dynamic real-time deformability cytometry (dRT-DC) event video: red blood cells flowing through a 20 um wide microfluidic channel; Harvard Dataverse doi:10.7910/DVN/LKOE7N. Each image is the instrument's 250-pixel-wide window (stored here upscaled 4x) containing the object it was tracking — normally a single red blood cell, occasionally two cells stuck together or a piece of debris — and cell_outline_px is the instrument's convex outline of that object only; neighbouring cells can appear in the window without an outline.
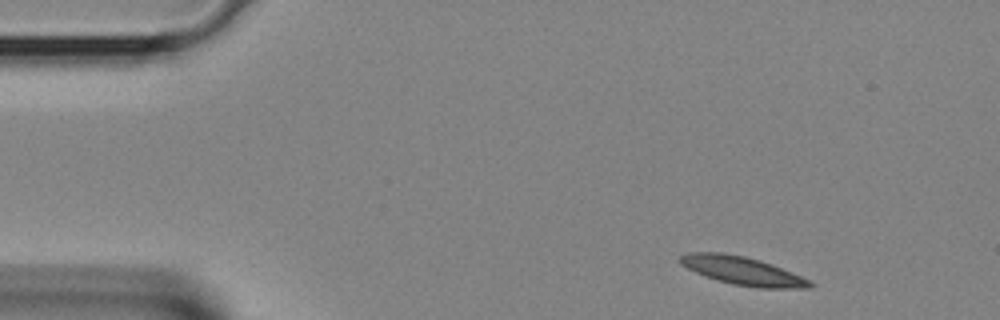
{"species": "Egyptian fruit bat (a non-hibernating species)", "species_latin": "Rousettus aegyptiacus", "temperature_condition": "room temperature", "stored_images_in_passage": 34, "camera_frame_rate_fps": 3000, "um_per_image_px": 0.085, "animal": {"sex": "female"}, "frame": {"image": 1, "passage_image": 1, "time_ms": 0.0, "image_size_px": [1000, 320], "cell_outline_px": [[816, 284], [812, 288], [756, 288], [732, 284], [716, 280], [704, 276], [680, 264], [680, 256], [688, 252], [720, 252], [744, 256], [760, 260], [772, 264], [800, 276]], "centroid_in_image_um": [63.11, 23.02], "position_along_channel_um": 21.9, "area_um2": 21.39}}
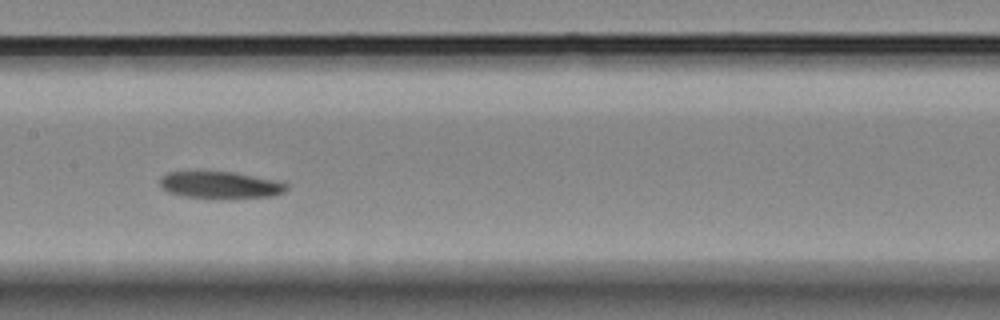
{"frame": {"image": 2, "passage_image": 15, "time_ms": 4.667, "image_size_px": [1000, 320], "cell_outline_px": [[288, 188], [284, 192], [272, 196], [184, 196], [168, 192], [160, 184], [160, 180], [168, 172], [232, 172], [276, 180], [288, 184]], "centroid_in_image_um": [18.75, 15.69], "position_along_channel_um": 188.7, "area_um2": 18.79}}
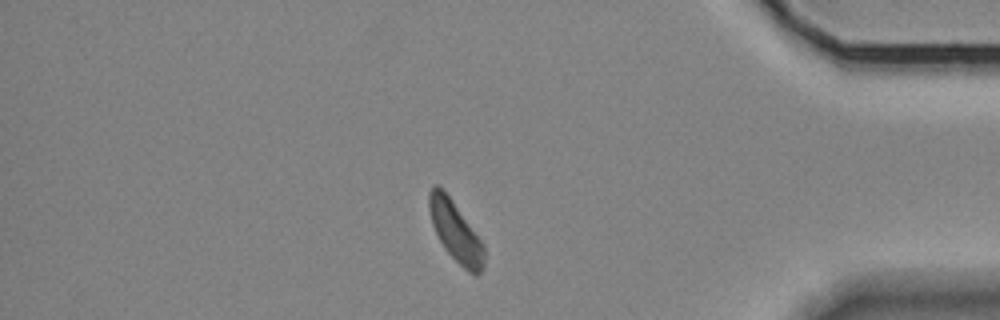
{"frame": {"image": 3, "passage_image": 29, "time_ms": 9.333, "image_size_px": [1000, 320], "cell_outline_px": [[484, 264], [480, 272], [476, 276], [468, 272], [444, 248], [432, 224], [428, 208], [428, 192], [436, 184], [444, 188], [484, 244]], "centroid_in_image_um": [38.71, 19.64], "position_along_channel_um": 396.5, "area_um2": 19.25}}